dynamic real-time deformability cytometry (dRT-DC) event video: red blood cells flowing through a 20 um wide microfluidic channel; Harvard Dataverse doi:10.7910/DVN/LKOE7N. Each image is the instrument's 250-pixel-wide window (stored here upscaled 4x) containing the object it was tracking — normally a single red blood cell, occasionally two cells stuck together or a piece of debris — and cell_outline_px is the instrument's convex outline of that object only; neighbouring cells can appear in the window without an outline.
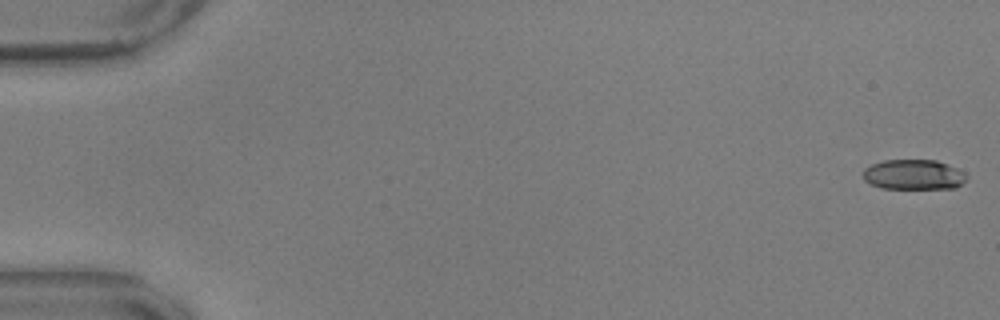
{"species": "common noctule bat (a hibernating species)", "species_latin": "Nyctalus noctula", "temperature_condition": "warm", "stored_images_in_passage": 56, "camera_frame_rate_fps": 3000, "um_per_image_px": 0.085, "animal": {"sex": "male", "body_mass_g": 17.9, "forearm_length_mm": 54.2}, "frame": {"image": 1, "passage_image": 1, "time_ms": 0.0, "image_size_px": [1000, 320], "cell_outline_px": [[968, 176], [956, 188], [880, 188], [864, 180], [864, 168], [872, 164], [884, 160], [936, 160], [956, 168], [964, 172]], "centroid_in_image_um": [77.65, 14.84], "position_along_channel_um": 7.4, "area_um2": 17.98}}
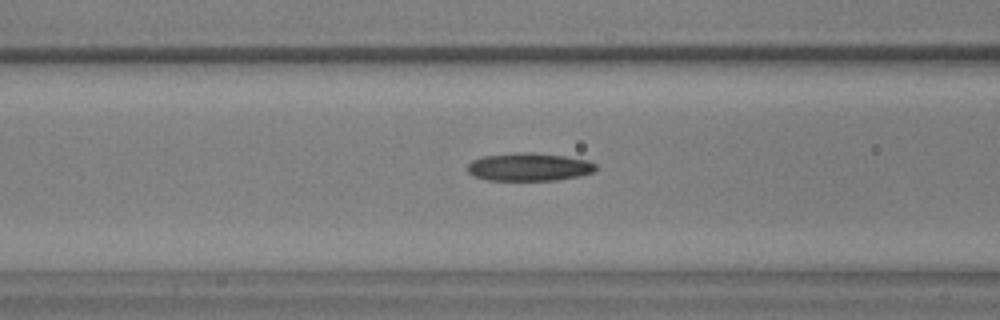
{"frame": {"image": 2, "passage_image": 23, "time_ms": 7.333, "image_size_px": [1000, 320], "cell_outline_px": [[596, 168], [592, 172], [580, 176], [556, 180], [488, 180], [472, 176], [468, 172], [468, 164], [472, 160], [484, 156], [512, 152], [532, 152], [564, 156], [588, 160], [596, 164]], "centroid_in_image_um": [44.95, 14.18], "position_along_channel_um": 121.6, "area_um2": 21.04}}
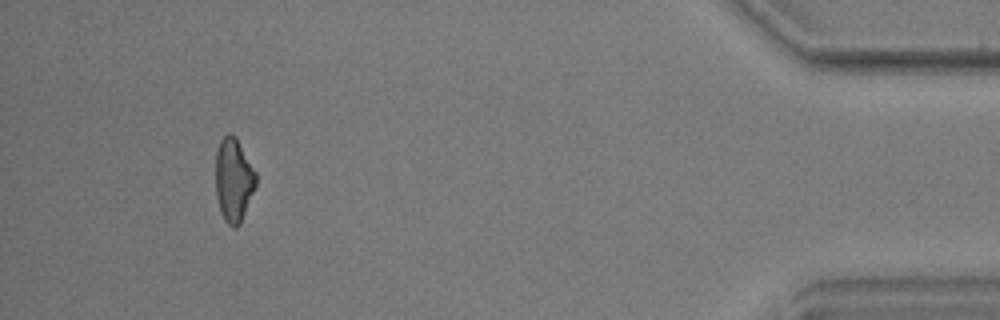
{"frame": {"image": 3, "passage_image": 52, "time_ms": 17.0, "image_size_px": [1000, 320], "cell_outline_px": [[256, 184], [240, 224], [236, 228], [232, 228], [224, 220], [220, 212], [216, 196], [216, 152], [220, 140], [228, 132], [236, 136], [256, 172]], "centroid_in_image_um": [19.85, 15.29], "position_along_channel_um": 415.4, "area_um2": 19.71}, "authors_computed_cell_mechanics": {"area_um2": 19.9121, "velocity_mm_per_s": 3.6655, "shape_relaxation_time_tau1_ms": null, "shape_relaxation_time_tau2_ms": 6.5616, "deformation_change_tau1": null, "deformation_change_tau2": 0.1759}}